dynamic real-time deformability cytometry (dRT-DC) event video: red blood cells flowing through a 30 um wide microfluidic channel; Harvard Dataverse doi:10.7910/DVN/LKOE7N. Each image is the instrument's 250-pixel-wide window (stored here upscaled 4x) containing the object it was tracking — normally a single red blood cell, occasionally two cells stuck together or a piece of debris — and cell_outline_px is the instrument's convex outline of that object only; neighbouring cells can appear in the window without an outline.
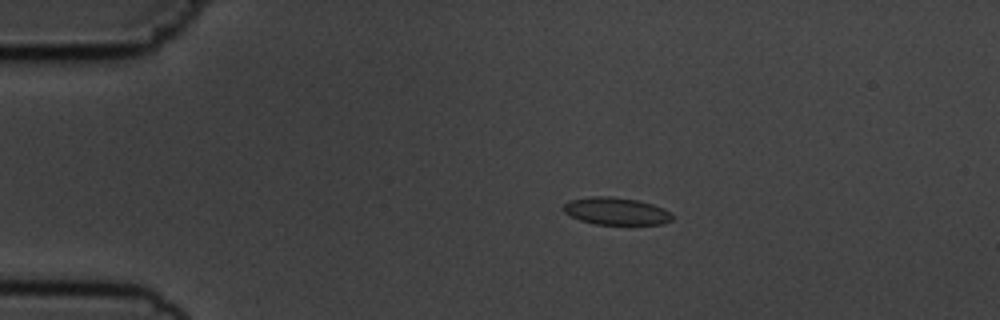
{"species": "common noctule bat (a hibernating species)", "species_latin": "Nyctalus noctula", "temperature_condition": "cold", "stored_images_in_passage": 5, "camera_frame_rate_fps": 3000, "um_per_image_px": 0.085, "animal": {"sex": "male", "body_mass_g": 19.5, "forearm_length_mm": 54.6}, "frame": {"image": 1, "passage_image": 1, "time_ms": 0.0, "image_size_px": [1000, 320], "cell_outline_px": [[672, 220], [660, 224], [596, 224], [580, 220], [564, 212], [560, 208], [568, 200], [588, 196], [612, 196], [640, 200], [664, 208], [672, 216]], "centroid_in_image_um": [52.32, 17.92], "position_along_channel_um": 32.7, "area_um2": 17.46}}
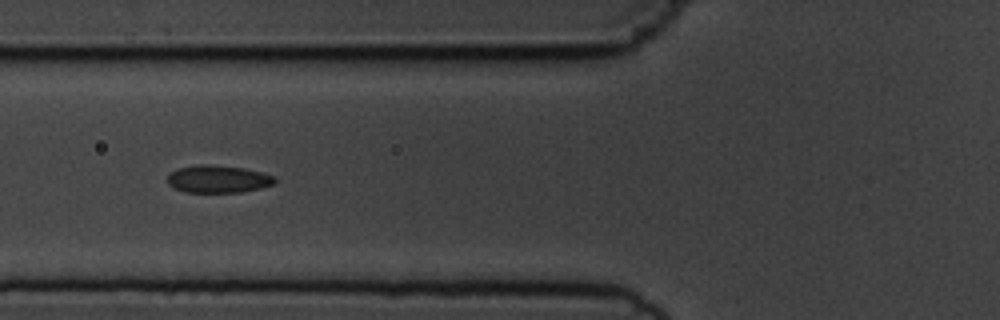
{"frame": {"image": 2, "passage_image": 4, "time_ms": 3.333, "image_size_px": [1000, 320], "cell_outline_px": [[276, 184], [260, 188], [240, 192], [184, 192], [168, 184], [168, 176], [176, 168], [196, 164], [212, 164], [244, 168], [264, 172], [276, 176]], "centroid_in_image_um": [18.58, 15.2], "position_along_channel_um": 107.2, "area_um2": 17.46}}
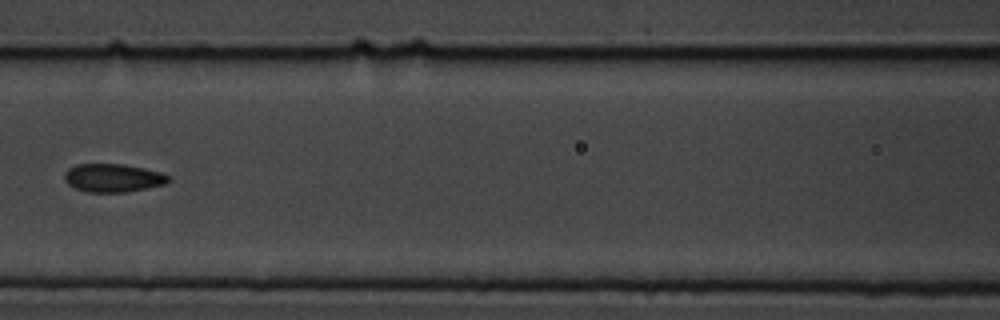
{"frame": {"image": 3, "passage_image": 5, "time_ms": 4.667, "image_size_px": [1000, 320], "cell_outline_px": [[172, 180], [168, 184], [148, 188], [124, 192], [88, 192], [76, 188], [68, 184], [64, 180], [64, 172], [68, 168], [76, 164], [120, 164], [144, 168], [160, 172], [168, 176]], "centroid_in_image_um": [9.61, 15.12], "position_along_channel_um": 157.0, "area_um2": 17.22}}